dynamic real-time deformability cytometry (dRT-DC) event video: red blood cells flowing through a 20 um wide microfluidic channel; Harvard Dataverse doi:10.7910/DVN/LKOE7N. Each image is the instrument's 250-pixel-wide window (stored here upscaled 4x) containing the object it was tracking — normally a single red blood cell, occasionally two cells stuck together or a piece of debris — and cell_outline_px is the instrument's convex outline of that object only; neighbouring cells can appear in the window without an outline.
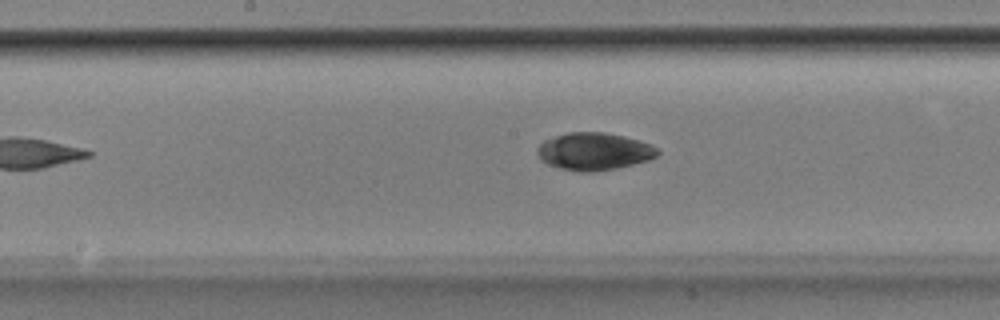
{"species": "Egyptian fruit bat (a non-hibernating species)", "species_latin": "Rousettus aegyptiacus", "temperature_condition": "room temperature", "stored_images_in_passage": 33, "camera_frame_rate_fps": 3000, "um_per_image_px": 0.085, "animal": {"sex": "male"}, "frame": {"image": 1, "passage_image": 12, "time_ms": 3.667, "image_size_px": [1000, 320], "cell_outline_px": [[660, 152], [656, 156], [648, 160], [616, 168], [592, 172], [576, 172], [560, 168], [548, 164], [540, 160], [536, 152], [540, 144], [544, 140], [568, 132], [604, 132], [624, 136], [652, 144]], "centroid_in_image_um": [50.48, 12.87], "position_along_channel_um": 197.7, "area_um2": 26.24}}
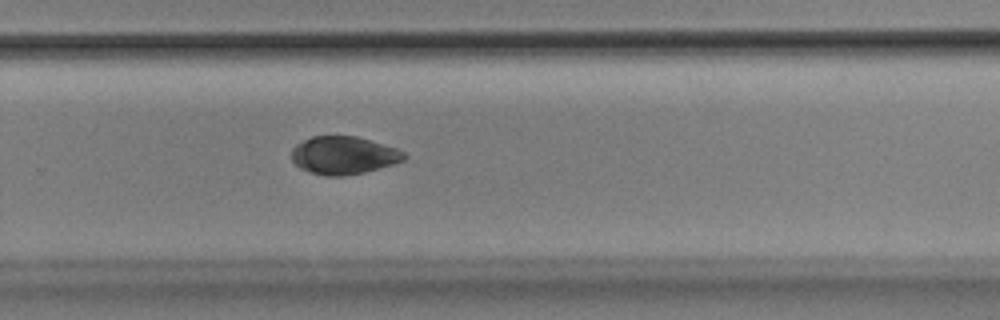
{"frame": {"image": 2, "passage_image": 20, "time_ms": 6.333, "image_size_px": [1000, 320], "cell_outline_px": [[408, 156], [404, 160], [392, 164], [364, 172], [344, 176], [328, 176], [312, 172], [300, 168], [292, 160], [292, 148], [296, 144], [312, 136], [356, 136], [396, 148], [404, 152]], "centroid_in_image_um": [29.2, 13.2], "position_along_channel_um": 300.6, "area_um2": 24.62}}
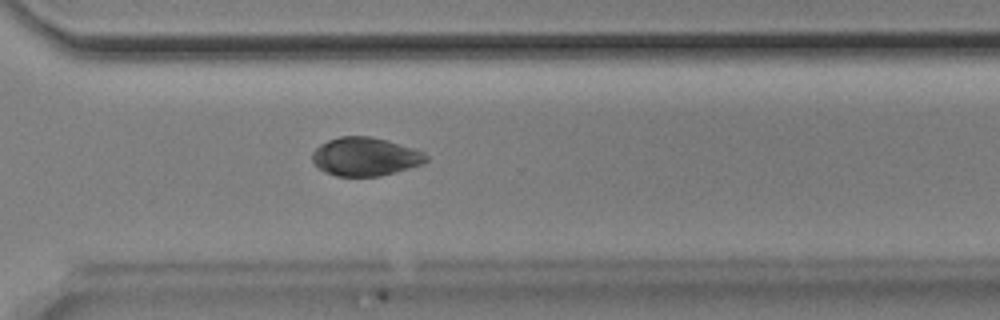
{"frame": {"image": 3, "passage_image": 23, "time_ms": 7.333, "image_size_px": [1000, 320], "cell_outline_px": [[428, 160], [424, 164], [380, 176], [336, 176], [324, 172], [312, 160], [312, 152], [320, 144], [328, 140], [340, 136], [372, 136], [388, 140], [424, 152], [428, 156]], "centroid_in_image_um": [31.06, 13.31], "position_along_channel_um": 339.5, "area_um2": 25.61}, "authors_computed_cell_mechanics": {"area_um2": 25.5476, "velocity_mm_per_s": 3.884, "shape_relaxation_time_tau1_ms": 4.7207, "shape_relaxation_time_tau2_ms": 5.1234, "deformation_change_tau1": 0.1055, "deformation_change_tau2": 0.0651}}